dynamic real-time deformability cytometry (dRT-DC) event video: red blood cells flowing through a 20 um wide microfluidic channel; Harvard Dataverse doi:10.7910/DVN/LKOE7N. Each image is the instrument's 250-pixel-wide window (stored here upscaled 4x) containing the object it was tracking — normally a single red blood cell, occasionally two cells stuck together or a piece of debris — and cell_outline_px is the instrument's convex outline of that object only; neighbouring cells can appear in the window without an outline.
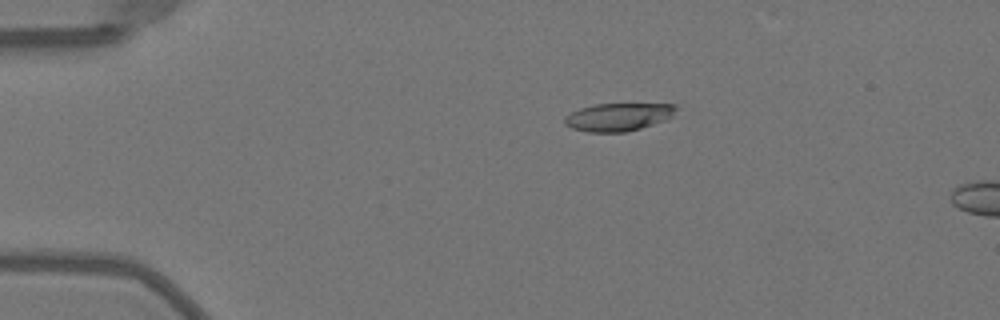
{"species": "Egyptian fruit bat (a non-hibernating species)", "species_latin": "Rousettus aegyptiacus", "temperature_condition": "warm", "stored_images_in_passage": 15, "camera_frame_rate_fps": 3000, "um_per_image_px": 0.085, "animal": {"sex": "female"}, "frame": {"image": 1, "passage_image": 11, "time_ms": 3.333, "image_size_px": [1000, 320], "cell_outline_px": [[676, 108], [672, 116], [664, 120], [640, 128], [624, 132], [588, 132], [572, 128], [564, 124], [564, 116], [580, 108], [596, 104], [676, 104]], "centroid_in_image_um": [52.51, 9.94], "position_along_channel_um": 32.5, "area_um2": 17.92}}